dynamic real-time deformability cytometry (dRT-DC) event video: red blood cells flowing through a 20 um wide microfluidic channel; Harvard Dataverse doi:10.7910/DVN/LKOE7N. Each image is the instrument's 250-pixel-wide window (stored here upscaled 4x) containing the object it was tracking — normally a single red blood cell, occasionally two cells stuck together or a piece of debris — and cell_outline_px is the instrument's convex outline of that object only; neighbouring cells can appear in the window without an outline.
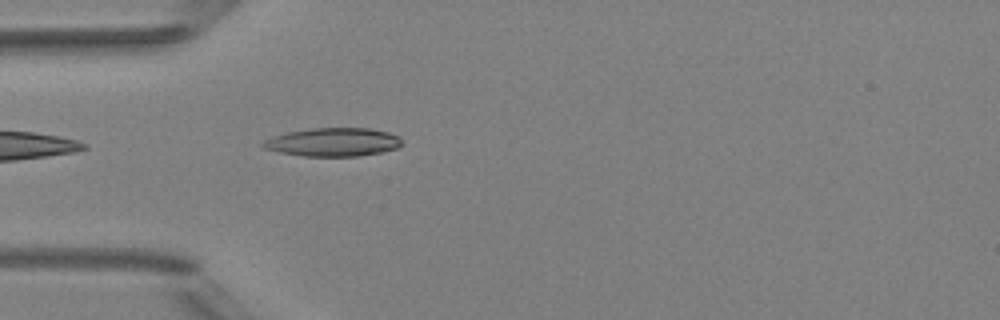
{"species": "Egyptian fruit bat (a non-hibernating species)", "species_latin": "Rousettus aegyptiacus", "temperature_condition": "room temperature", "stored_images_in_passage": 4, "camera_frame_rate_fps": 3000, "um_per_image_px": 0.085, "animal": {"sex": "female"}, "frame": {"image": 1, "passage_image": 4, "time_ms": 4.333, "image_size_px": [1000, 320], "cell_outline_px": [[404, 144], [400, 148], [380, 152], [356, 156], [304, 156], [280, 152], [264, 148], [260, 144], [264, 140], [288, 132], [312, 128], [368, 128], [388, 132], [400, 136]], "centroid_in_image_um": [28.38, 12.08], "position_along_channel_um": 56.6, "area_um2": 23.0}}